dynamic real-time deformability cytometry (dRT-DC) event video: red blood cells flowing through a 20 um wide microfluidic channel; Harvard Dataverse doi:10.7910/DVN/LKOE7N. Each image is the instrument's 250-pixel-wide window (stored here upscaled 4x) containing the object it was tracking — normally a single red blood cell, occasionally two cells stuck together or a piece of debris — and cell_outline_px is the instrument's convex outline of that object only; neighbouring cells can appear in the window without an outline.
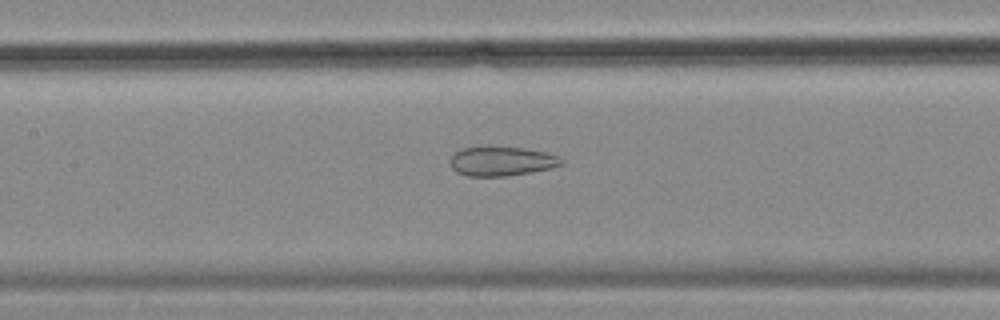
{"species": "common noctule bat (a hibernating species)", "species_latin": "Nyctalus noctula", "temperature_condition": "cold", "stored_images_in_passage": 57, "camera_frame_rate_fps": 3000, "um_per_image_px": 0.085, "animal": {"sex": "female", "body_mass_g": 18.4}, "frame": {"image": 1, "passage_image": 26, "time_ms": 8.333, "image_size_px": [1000, 320], "cell_outline_px": [[564, 164], [552, 168], [532, 172], [508, 176], [468, 176], [456, 172], [452, 168], [452, 156], [460, 148], [524, 148], [548, 152], [560, 156], [564, 160]], "centroid_in_image_um": [42.73, 13.72], "position_along_channel_um": 164.7, "area_um2": 18.84}}
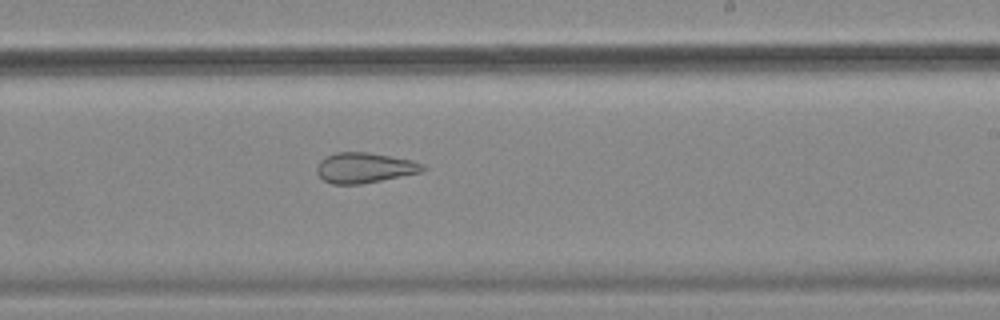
{"frame": {"image": 2, "passage_image": 34, "time_ms": 11.0, "image_size_px": [1000, 320], "cell_outline_px": [[428, 168], [424, 172], [360, 184], [332, 184], [324, 180], [316, 172], [316, 168], [320, 160], [336, 152], [368, 152], [412, 160], [424, 164]], "centroid_in_image_um": [31.03, 14.26], "position_along_channel_um": 258.0, "area_um2": 18.79}}
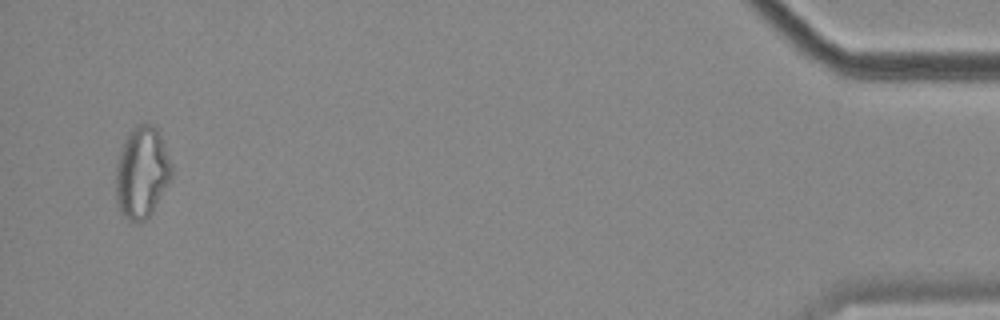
{"frame": {"image": 3, "passage_image": 55, "time_ms": 18.0, "image_size_px": [1000, 320], "cell_outline_px": [[172, 180], [152, 212], [144, 220], [132, 224], [120, 212], [116, 204], [116, 164], [124, 140], [128, 132], [136, 124], [156, 124], [172, 164]], "centroid_in_image_um": [12.06, 14.66], "position_along_channel_um": 423.1, "area_um2": 30.29}, "authors_computed_cell_mechanics": {"area_um2": 25.6632, "velocity_mm_per_s": 3.5198, "shape_relaxation_time_tau1_ms": null, "shape_relaxation_time_tau2_ms": 1.9816, "deformation_change_tau1": null, "deformation_change_tau2": 0.0859}}